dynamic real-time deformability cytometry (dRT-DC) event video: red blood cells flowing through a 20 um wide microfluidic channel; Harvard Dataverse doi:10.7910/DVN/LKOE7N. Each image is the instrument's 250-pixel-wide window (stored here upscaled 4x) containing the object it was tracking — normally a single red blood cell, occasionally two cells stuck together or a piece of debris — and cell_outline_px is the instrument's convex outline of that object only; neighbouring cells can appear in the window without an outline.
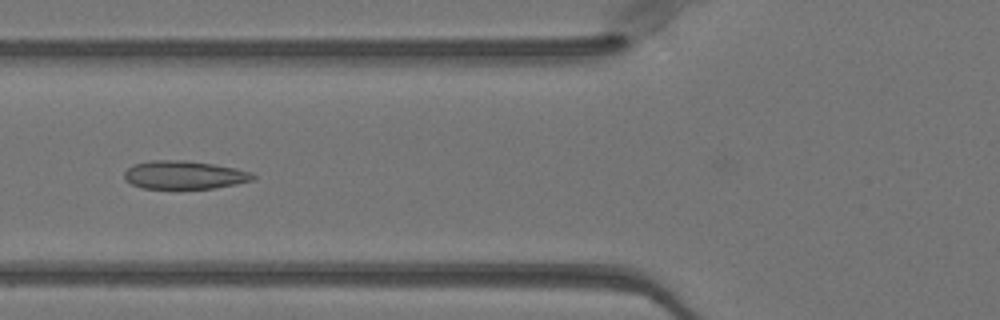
{"species": "Egyptian fruit bat (a non-hibernating species)", "species_latin": "Rousettus aegyptiacus", "temperature_condition": "warm", "stored_images_in_passage": 36, "camera_frame_rate_fps": 3000, "um_per_image_px": 0.085, "animal": {"sex": "female"}, "frame": {"image": 1, "passage_image": 5, "time_ms": 1.333, "image_size_px": [1000, 320], "cell_outline_px": [[256, 176], [252, 180], [236, 184], [212, 188], [140, 188], [124, 180], [124, 172], [132, 164], [148, 160], [184, 160], [212, 164], [236, 168], [252, 172]], "centroid_in_image_um": [15.62, 14.86], "position_along_channel_um": 110.2, "area_um2": 21.21}}
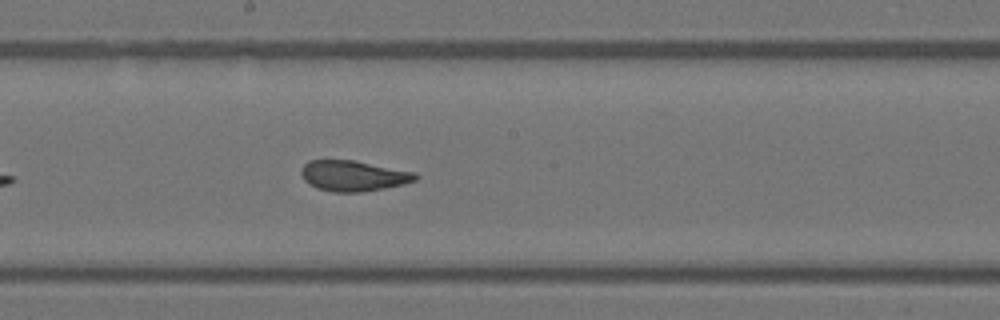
{"frame": {"image": 2, "passage_image": 13, "time_ms": 4.0, "image_size_px": [1000, 320], "cell_outline_px": [[420, 176], [416, 180], [404, 184], [384, 188], [360, 192], [332, 192], [316, 188], [308, 184], [304, 180], [300, 172], [300, 168], [308, 160], [352, 160], [416, 172]], "centroid_in_image_um": [30.01, 14.94], "position_along_channel_um": 218.2, "area_um2": 20.52}}
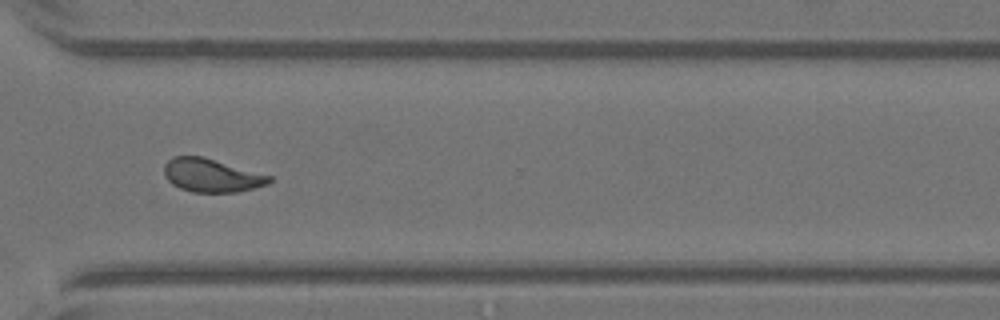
{"frame": {"image": 3, "passage_image": 23, "time_ms": 7.333, "image_size_px": [1000, 320], "cell_outline_px": [[272, 180], [268, 184], [236, 192], [192, 192], [180, 188], [172, 184], [164, 176], [164, 164], [172, 156], [204, 156], [272, 176]], "centroid_in_image_um": [17.96, 14.89], "position_along_channel_um": 352.6, "area_um2": 20.52}, "authors_computed_cell_mechanics": {"area_um2": 20.7502, "velocity_mm_per_s": 4.0365, "shape_relaxation_time_tau1_ms": 10.4556, "shape_relaxation_time_tau2_ms": 0.8253, "deformation_change_tau1": 0.2197, "deformation_change_tau2": 0.0663}}